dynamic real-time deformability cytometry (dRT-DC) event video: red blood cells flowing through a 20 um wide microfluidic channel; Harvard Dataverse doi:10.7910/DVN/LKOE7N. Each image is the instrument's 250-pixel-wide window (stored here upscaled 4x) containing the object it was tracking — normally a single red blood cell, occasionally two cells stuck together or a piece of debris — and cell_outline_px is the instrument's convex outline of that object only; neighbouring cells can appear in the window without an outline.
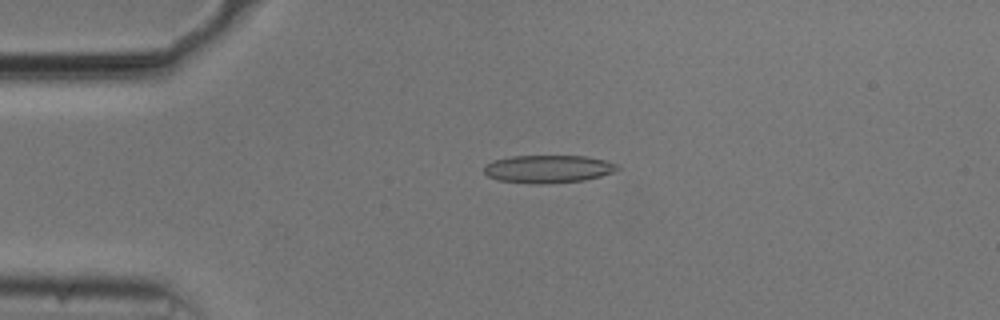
{"species": "common noctule bat (a hibernating species)", "species_latin": "Nyctalus noctula", "temperature_condition": "cold", "stored_images_in_passage": 43, "camera_frame_rate_fps": 3000, "um_per_image_px": 0.085, "animal": {"sex": "male", "body_mass_g": 20.5, "forearm_length_mm": 52.5}, "frame": {"image": 1, "passage_image": 1, "time_ms": 0.0, "image_size_px": [1000, 320], "cell_outline_px": [[620, 168], [612, 172], [600, 176], [584, 180], [544, 184], [528, 184], [496, 180], [488, 176], [484, 172], [484, 164], [492, 160], [512, 156], [584, 156], [604, 160], [620, 164]], "centroid_in_image_um": [46.55, 14.37], "position_along_channel_um": 38.4, "area_um2": 21.85}}
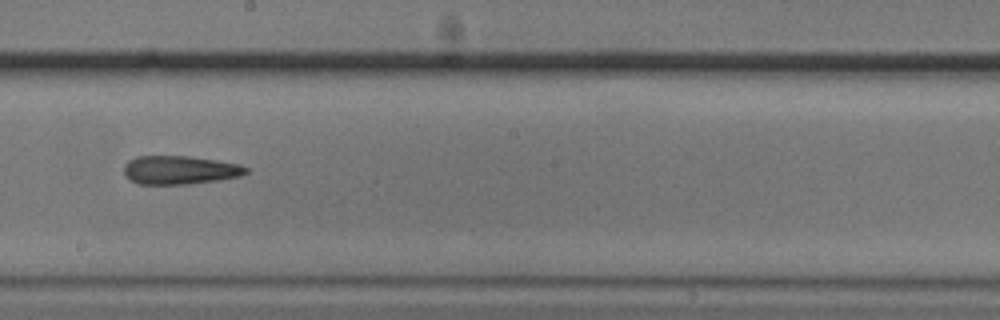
{"frame": {"image": 2, "passage_image": 19, "time_ms": 6.0, "image_size_px": [1000, 320], "cell_outline_px": [[248, 172], [240, 176], [216, 180], [188, 184], [140, 184], [128, 180], [124, 176], [124, 164], [128, 160], [136, 156], [188, 156], [216, 160], [240, 164], [248, 168]], "centroid_in_image_um": [15.24, 14.45], "position_along_channel_um": 233.0, "area_um2": 20.4}}
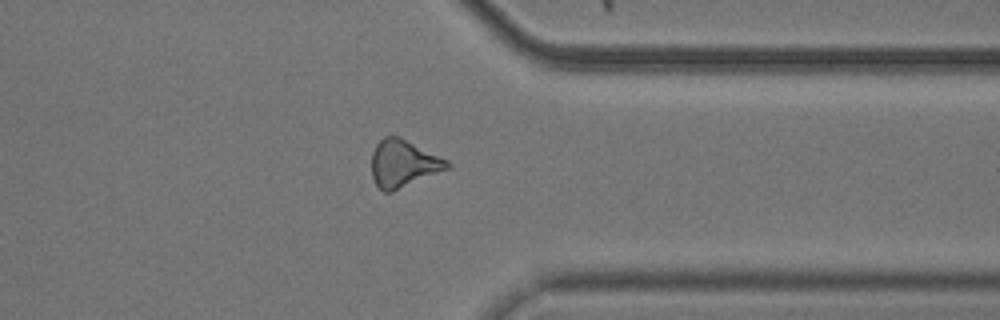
{"frame": {"image": 3, "passage_image": 31, "time_ms": 10.0, "image_size_px": [1000, 320], "cell_outline_px": [[452, 168], [392, 192], [384, 192], [376, 184], [372, 176], [372, 152], [376, 144], [384, 136], [400, 136], [448, 160], [452, 164]], "centroid_in_image_um": [34.32, 13.9], "position_along_channel_um": 377.1, "area_um2": 21.1}, "authors_computed_cell_mechanics": {"area_um2": 20.4612, "velocity_mm_per_s": 3.7288, "shape_relaxation_time_tau1_ms": null, "shape_relaxation_time_tau2_ms": 1.8359, "deformation_change_tau1": null, "deformation_change_tau2": 0.1261}}